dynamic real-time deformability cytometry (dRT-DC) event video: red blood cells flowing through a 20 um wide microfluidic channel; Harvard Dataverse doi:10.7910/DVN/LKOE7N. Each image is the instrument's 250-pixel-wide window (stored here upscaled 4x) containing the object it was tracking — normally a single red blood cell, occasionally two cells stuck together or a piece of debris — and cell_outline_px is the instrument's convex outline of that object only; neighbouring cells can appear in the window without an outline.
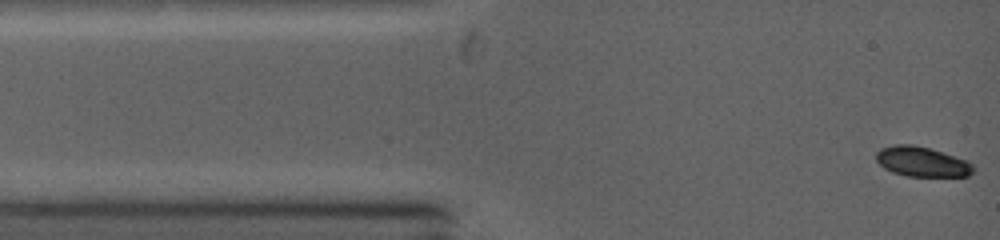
{"species": "common noctule bat (a hibernating species)", "species_latin": "Nyctalus noctula", "temperature_condition": "warm", "stored_images_in_passage": 20, "camera_frame_rate_fps": 5000, "um_per_image_px": 0.085, "animal": {"sex": "female", "body_mass_g": 19.0, "forearm_length_mm": 53.3}, "frame": {"image": 1, "passage_image": 1, "time_ms": 0.0, "image_size_px": [1000, 240], "cell_outline_px": [[976, 168], [968, 176], [908, 176], [892, 172], [884, 168], [876, 160], [876, 152], [880, 148], [896, 144], [912, 144], [928, 148], [964, 160], [972, 164]], "centroid_in_image_um": [78.32, 13.75], "position_along_channel_um": 6.7, "area_um2": 16.7}}